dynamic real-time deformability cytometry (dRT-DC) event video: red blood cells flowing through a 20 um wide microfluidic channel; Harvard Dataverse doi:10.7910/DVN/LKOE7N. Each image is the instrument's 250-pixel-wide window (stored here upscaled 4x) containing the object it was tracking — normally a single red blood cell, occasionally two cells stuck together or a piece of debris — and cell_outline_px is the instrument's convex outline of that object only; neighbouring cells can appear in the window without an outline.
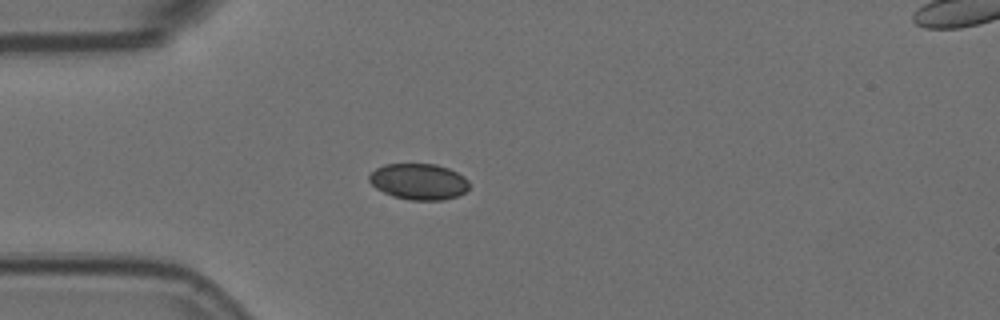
{"species": "Egyptian fruit bat (a non-hibernating species)", "species_latin": "Rousettus aegyptiacus", "temperature_condition": "room temperature", "stored_images_in_passage": 42, "camera_frame_rate_fps": 3000, "um_per_image_px": 0.085, "animal": {"sex": "female"}, "frame": {"image": 1, "passage_image": 1, "time_ms": 0.0, "image_size_px": [1000, 320], "cell_outline_px": [[468, 188], [464, 192], [456, 196], [444, 200], [412, 200], [392, 196], [376, 188], [368, 180], [368, 176], [376, 168], [384, 164], [436, 164], [448, 168], [464, 176], [468, 180]], "centroid_in_image_um": [35.58, 15.43], "position_along_channel_um": 49.4, "area_um2": 20.98}}
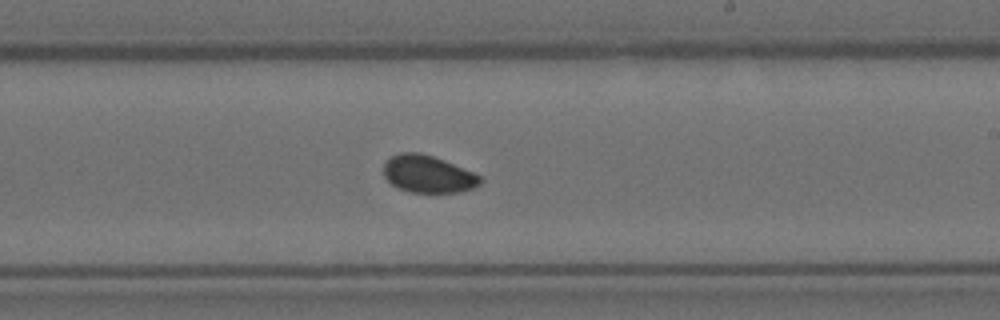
{"frame": {"image": 2, "passage_image": 19, "time_ms": 6.0, "image_size_px": [1000, 320], "cell_outline_px": [[484, 180], [480, 184], [472, 188], [460, 192], [408, 192], [392, 184], [384, 176], [384, 164], [392, 156], [400, 152], [420, 152], [444, 160], [472, 172], [480, 176]], "centroid_in_image_um": [36.38, 14.79], "position_along_channel_um": 252.6, "area_um2": 20.81}}
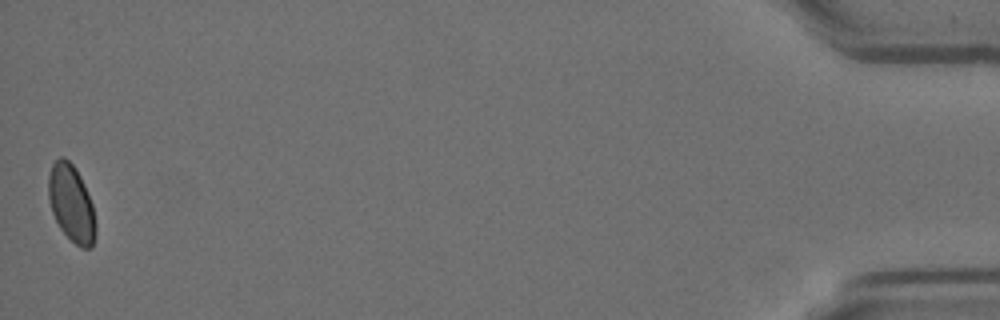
{"frame": {"image": 3, "passage_image": 42, "time_ms": 13.667, "image_size_px": [1000, 320], "cell_outline_px": [[96, 232], [92, 248], [80, 248], [60, 228], [52, 212], [48, 200], [48, 176], [52, 164], [60, 156], [64, 156], [76, 168], [84, 184], [92, 204], [96, 224]], "centroid_in_image_um": [6.06, 17.28], "position_along_channel_um": 429.1, "area_um2": 21.21}, "authors_computed_cell_mechanics": {"area_um2": 21.2415, "velocity_mm_per_s": 3.5718, "shape_relaxation_time_tau1_ms": 7.7633, "shape_relaxation_time_tau2_ms": 5.8879, "deformation_change_tau1": 0.0541, "deformation_change_tau2": 0.0501}}